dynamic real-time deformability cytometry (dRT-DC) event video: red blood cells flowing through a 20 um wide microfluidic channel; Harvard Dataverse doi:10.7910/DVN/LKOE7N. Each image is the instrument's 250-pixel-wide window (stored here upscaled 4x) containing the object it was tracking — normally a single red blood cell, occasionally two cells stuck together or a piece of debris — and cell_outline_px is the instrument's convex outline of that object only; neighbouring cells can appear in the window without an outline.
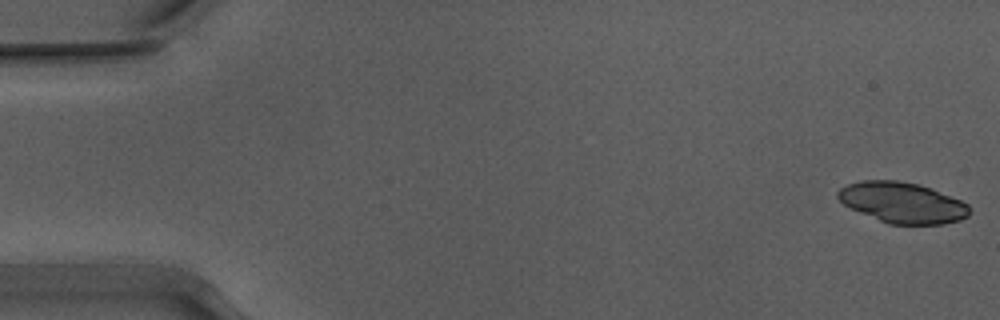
{"species": "Egyptian fruit bat (a non-hibernating species)", "species_latin": "Rousettus aegyptiacus", "temperature_condition": "warm", "stored_images_in_passage": 6, "camera_frame_rate_fps": 3000, "um_per_image_px": 0.085, "animal": {"sex": "male"}, "frame": {"image": 1, "passage_image": 1, "time_ms": 0.0, "image_size_px": [1000, 320], "cell_outline_px": [[968, 216], [960, 220], [944, 224], [888, 224], [860, 212], [844, 204], [836, 196], [836, 192], [840, 188], [848, 184], [864, 180], [896, 180], [920, 184], [932, 188], [960, 200], [968, 204]], "centroid_in_image_um": [76.7, 17.21], "position_along_channel_um": 8.3, "area_um2": 31.1}}